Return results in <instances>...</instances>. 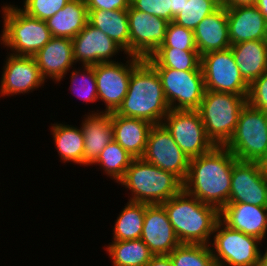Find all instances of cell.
Instances as JSON below:
<instances>
[{"label":"cell","instance_id":"6da1fadb","mask_svg":"<svg viewBox=\"0 0 267 266\" xmlns=\"http://www.w3.org/2000/svg\"><path fill=\"white\" fill-rule=\"evenodd\" d=\"M237 161L225 146H215L210 152L190 159L183 189L220 211L228 204L233 165Z\"/></svg>","mask_w":267,"mask_h":266},{"label":"cell","instance_id":"7a4b0ae2","mask_svg":"<svg viewBox=\"0 0 267 266\" xmlns=\"http://www.w3.org/2000/svg\"><path fill=\"white\" fill-rule=\"evenodd\" d=\"M170 107L157 71L143 59L131 72L128 92L115 114L161 124Z\"/></svg>","mask_w":267,"mask_h":266},{"label":"cell","instance_id":"3957f363","mask_svg":"<svg viewBox=\"0 0 267 266\" xmlns=\"http://www.w3.org/2000/svg\"><path fill=\"white\" fill-rule=\"evenodd\" d=\"M180 243L209 245L219 210L182 189L161 204Z\"/></svg>","mask_w":267,"mask_h":266},{"label":"cell","instance_id":"277c9868","mask_svg":"<svg viewBox=\"0 0 267 266\" xmlns=\"http://www.w3.org/2000/svg\"><path fill=\"white\" fill-rule=\"evenodd\" d=\"M130 190L128 201L149 205L162 204L183 189V182L173 173L164 171L142 158H136L118 182Z\"/></svg>","mask_w":267,"mask_h":266},{"label":"cell","instance_id":"5b68a950","mask_svg":"<svg viewBox=\"0 0 267 266\" xmlns=\"http://www.w3.org/2000/svg\"><path fill=\"white\" fill-rule=\"evenodd\" d=\"M17 5H3V30L0 44L9 48L13 55L34 56L52 38L45 21L31 17Z\"/></svg>","mask_w":267,"mask_h":266},{"label":"cell","instance_id":"8992f818","mask_svg":"<svg viewBox=\"0 0 267 266\" xmlns=\"http://www.w3.org/2000/svg\"><path fill=\"white\" fill-rule=\"evenodd\" d=\"M247 96L205 90L197 109L206 135L215 146H225L233 136Z\"/></svg>","mask_w":267,"mask_h":266},{"label":"cell","instance_id":"52a82bcc","mask_svg":"<svg viewBox=\"0 0 267 266\" xmlns=\"http://www.w3.org/2000/svg\"><path fill=\"white\" fill-rule=\"evenodd\" d=\"M225 147L239 161L267 159V114L246 103L235 132Z\"/></svg>","mask_w":267,"mask_h":266},{"label":"cell","instance_id":"ba28073f","mask_svg":"<svg viewBox=\"0 0 267 266\" xmlns=\"http://www.w3.org/2000/svg\"><path fill=\"white\" fill-rule=\"evenodd\" d=\"M212 238L209 245L217 266H257L258 245H263L257 237L231 229L219 219Z\"/></svg>","mask_w":267,"mask_h":266},{"label":"cell","instance_id":"9c48e42d","mask_svg":"<svg viewBox=\"0 0 267 266\" xmlns=\"http://www.w3.org/2000/svg\"><path fill=\"white\" fill-rule=\"evenodd\" d=\"M170 110H197L205 92L202 70L154 68Z\"/></svg>","mask_w":267,"mask_h":266},{"label":"cell","instance_id":"30bf717a","mask_svg":"<svg viewBox=\"0 0 267 266\" xmlns=\"http://www.w3.org/2000/svg\"><path fill=\"white\" fill-rule=\"evenodd\" d=\"M205 90L247 96L249 84L240 74L231 48L201 56Z\"/></svg>","mask_w":267,"mask_h":266},{"label":"cell","instance_id":"8fae6325","mask_svg":"<svg viewBox=\"0 0 267 266\" xmlns=\"http://www.w3.org/2000/svg\"><path fill=\"white\" fill-rule=\"evenodd\" d=\"M162 124L189 159L206 154L215 147L206 135L197 110H170Z\"/></svg>","mask_w":267,"mask_h":266},{"label":"cell","instance_id":"7c38bea8","mask_svg":"<svg viewBox=\"0 0 267 266\" xmlns=\"http://www.w3.org/2000/svg\"><path fill=\"white\" fill-rule=\"evenodd\" d=\"M126 59L125 64L117 61L94 65L98 100L106 107L102 112L118 109L128 92L132 70L143 60L133 55H127Z\"/></svg>","mask_w":267,"mask_h":266},{"label":"cell","instance_id":"4fadbf2b","mask_svg":"<svg viewBox=\"0 0 267 266\" xmlns=\"http://www.w3.org/2000/svg\"><path fill=\"white\" fill-rule=\"evenodd\" d=\"M142 159L164 171L173 173L182 182L187 177L190 159L162 123L152 126Z\"/></svg>","mask_w":267,"mask_h":266},{"label":"cell","instance_id":"5bb4252c","mask_svg":"<svg viewBox=\"0 0 267 266\" xmlns=\"http://www.w3.org/2000/svg\"><path fill=\"white\" fill-rule=\"evenodd\" d=\"M130 55L147 58L165 40L169 21L148 13L128 8Z\"/></svg>","mask_w":267,"mask_h":266},{"label":"cell","instance_id":"9a60e30c","mask_svg":"<svg viewBox=\"0 0 267 266\" xmlns=\"http://www.w3.org/2000/svg\"><path fill=\"white\" fill-rule=\"evenodd\" d=\"M228 203L267 207V183L260 162L238 160L233 165Z\"/></svg>","mask_w":267,"mask_h":266},{"label":"cell","instance_id":"2e32d148","mask_svg":"<svg viewBox=\"0 0 267 266\" xmlns=\"http://www.w3.org/2000/svg\"><path fill=\"white\" fill-rule=\"evenodd\" d=\"M7 54L0 83V97L29 94L45 82L33 56Z\"/></svg>","mask_w":267,"mask_h":266},{"label":"cell","instance_id":"e0dca14e","mask_svg":"<svg viewBox=\"0 0 267 266\" xmlns=\"http://www.w3.org/2000/svg\"><path fill=\"white\" fill-rule=\"evenodd\" d=\"M73 56L75 63L95 65L106 62H116L113 56L125 50L89 22L73 39ZM119 52V53H118ZM113 58V59H112ZM81 62V63H80Z\"/></svg>","mask_w":267,"mask_h":266},{"label":"cell","instance_id":"ac0fdd59","mask_svg":"<svg viewBox=\"0 0 267 266\" xmlns=\"http://www.w3.org/2000/svg\"><path fill=\"white\" fill-rule=\"evenodd\" d=\"M140 239L155 256L169 255L181 244L161 204L146 207Z\"/></svg>","mask_w":267,"mask_h":266},{"label":"cell","instance_id":"d6986e66","mask_svg":"<svg viewBox=\"0 0 267 266\" xmlns=\"http://www.w3.org/2000/svg\"><path fill=\"white\" fill-rule=\"evenodd\" d=\"M33 58L45 81L51 78L55 82H61L76 64L72 39L65 37H52Z\"/></svg>","mask_w":267,"mask_h":266},{"label":"cell","instance_id":"ffe728a7","mask_svg":"<svg viewBox=\"0 0 267 266\" xmlns=\"http://www.w3.org/2000/svg\"><path fill=\"white\" fill-rule=\"evenodd\" d=\"M231 45L267 40V20L255 5L226 7Z\"/></svg>","mask_w":267,"mask_h":266},{"label":"cell","instance_id":"44dd1931","mask_svg":"<svg viewBox=\"0 0 267 266\" xmlns=\"http://www.w3.org/2000/svg\"><path fill=\"white\" fill-rule=\"evenodd\" d=\"M219 219L231 229L264 241L267 234V207L247 203H228L219 211Z\"/></svg>","mask_w":267,"mask_h":266},{"label":"cell","instance_id":"7402d4cb","mask_svg":"<svg viewBox=\"0 0 267 266\" xmlns=\"http://www.w3.org/2000/svg\"><path fill=\"white\" fill-rule=\"evenodd\" d=\"M90 113L84 115L80 125L84 134V166L93 165L101 151L114 140L112 112L93 110Z\"/></svg>","mask_w":267,"mask_h":266},{"label":"cell","instance_id":"603a6c76","mask_svg":"<svg viewBox=\"0 0 267 266\" xmlns=\"http://www.w3.org/2000/svg\"><path fill=\"white\" fill-rule=\"evenodd\" d=\"M199 54L230 48L226 7H219L201 20L193 30Z\"/></svg>","mask_w":267,"mask_h":266},{"label":"cell","instance_id":"cb8c5ba5","mask_svg":"<svg viewBox=\"0 0 267 266\" xmlns=\"http://www.w3.org/2000/svg\"><path fill=\"white\" fill-rule=\"evenodd\" d=\"M111 118L113 139L135 159L142 158L153 124L144 119L124 117L114 112Z\"/></svg>","mask_w":267,"mask_h":266},{"label":"cell","instance_id":"d4e9b609","mask_svg":"<svg viewBox=\"0 0 267 266\" xmlns=\"http://www.w3.org/2000/svg\"><path fill=\"white\" fill-rule=\"evenodd\" d=\"M244 80L250 84L267 72V40H251L230 46Z\"/></svg>","mask_w":267,"mask_h":266},{"label":"cell","instance_id":"484cf974","mask_svg":"<svg viewBox=\"0 0 267 266\" xmlns=\"http://www.w3.org/2000/svg\"><path fill=\"white\" fill-rule=\"evenodd\" d=\"M89 12L85 0H70L45 22L52 37L73 39L87 25Z\"/></svg>","mask_w":267,"mask_h":266},{"label":"cell","instance_id":"4316f807","mask_svg":"<svg viewBox=\"0 0 267 266\" xmlns=\"http://www.w3.org/2000/svg\"><path fill=\"white\" fill-rule=\"evenodd\" d=\"M88 22L121 46L130 55V33L127 10H88Z\"/></svg>","mask_w":267,"mask_h":266},{"label":"cell","instance_id":"83f0119b","mask_svg":"<svg viewBox=\"0 0 267 266\" xmlns=\"http://www.w3.org/2000/svg\"><path fill=\"white\" fill-rule=\"evenodd\" d=\"M51 135L62 163L72 162L83 166L84 134L82 128L62 123L51 124Z\"/></svg>","mask_w":267,"mask_h":266},{"label":"cell","instance_id":"f1b7e54d","mask_svg":"<svg viewBox=\"0 0 267 266\" xmlns=\"http://www.w3.org/2000/svg\"><path fill=\"white\" fill-rule=\"evenodd\" d=\"M113 266H146L155 256L141 240H112L105 247Z\"/></svg>","mask_w":267,"mask_h":266},{"label":"cell","instance_id":"f546056e","mask_svg":"<svg viewBox=\"0 0 267 266\" xmlns=\"http://www.w3.org/2000/svg\"><path fill=\"white\" fill-rule=\"evenodd\" d=\"M145 60L153 68H173L179 71L201 70V55L198 50L157 48Z\"/></svg>","mask_w":267,"mask_h":266},{"label":"cell","instance_id":"4dcf8cb0","mask_svg":"<svg viewBox=\"0 0 267 266\" xmlns=\"http://www.w3.org/2000/svg\"><path fill=\"white\" fill-rule=\"evenodd\" d=\"M148 205L128 201L117 216L112 239L122 241L140 239Z\"/></svg>","mask_w":267,"mask_h":266},{"label":"cell","instance_id":"1f68e13d","mask_svg":"<svg viewBox=\"0 0 267 266\" xmlns=\"http://www.w3.org/2000/svg\"><path fill=\"white\" fill-rule=\"evenodd\" d=\"M135 158L112 140L100 153L93 163L103 169V173L118 183L125 175L126 170Z\"/></svg>","mask_w":267,"mask_h":266},{"label":"cell","instance_id":"d6a6232c","mask_svg":"<svg viewBox=\"0 0 267 266\" xmlns=\"http://www.w3.org/2000/svg\"><path fill=\"white\" fill-rule=\"evenodd\" d=\"M168 256L174 266H217L210 245L181 243Z\"/></svg>","mask_w":267,"mask_h":266},{"label":"cell","instance_id":"836d02e7","mask_svg":"<svg viewBox=\"0 0 267 266\" xmlns=\"http://www.w3.org/2000/svg\"><path fill=\"white\" fill-rule=\"evenodd\" d=\"M218 8L212 0H184L182 11L174 17L173 22L194 30L201 20Z\"/></svg>","mask_w":267,"mask_h":266},{"label":"cell","instance_id":"e575fe53","mask_svg":"<svg viewBox=\"0 0 267 266\" xmlns=\"http://www.w3.org/2000/svg\"><path fill=\"white\" fill-rule=\"evenodd\" d=\"M84 70L78 69L71 73V86L69 87L71 91H76L74 94L81 98L86 104L89 102L94 103L98 101L97 94V83L94 72V65H81ZM82 70V72H81ZM79 80V81H78ZM78 82V83H77ZM81 82V83H80Z\"/></svg>","mask_w":267,"mask_h":266},{"label":"cell","instance_id":"d590c367","mask_svg":"<svg viewBox=\"0 0 267 266\" xmlns=\"http://www.w3.org/2000/svg\"><path fill=\"white\" fill-rule=\"evenodd\" d=\"M158 48H175L180 50H197L193 30L171 21L165 34V40Z\"/></svg>","mask_w":267,"mask_h":266},{"label":"cell","instance_id":"8d00e7d4","mask_svg":"<svg viewBox=\"0 0 267 266\" xmlns=\"http://www.w3.org/2000/svg\"><path fill=\"white\" fill-rule=\"evenodd\" d=\"M70 0H24L20 9L27 15L46 21L59 12Z\"/></svg>","mask_w":267,"mask_h":266},{"label":"cell","instance_id":"74e56055","mask_svg":"<svg viewBox=\"0 0 267 266\" xmlns=\"http://www.w3.org/2000/svg\"><path fill=\"white\" fill-rule=\"evenodd\" d=\"M247 103L267 114V72L249 84Z\"/></svg>","mask_w":267,"mask_h":266},{"label":"cell","instance_id":"f35d334b","mask_svg":"<svg viewBox=\"0 0 267 266\" xmlns=\"http://www.w3.org/2000/svg\"><path fill=\"white\" fill-rule=\"evenodd\" d=\"M130 5L134 9L171 22V0H131Z\"/></svg>","mask_w":267,"mask_h":266},{"label":"cell","instance_id":"ab89813d","mask_svg":"<svg viewBox=\"0 0 267 266\" xmlns=\"http://www.w3.org/2000/svg\"><path fill=\"white\" fill-rule=\"evenodd\" d=\"M131 0H85L88 10H128Z\"/></svg>","mask_w":267,"mask_h":266},{"label":"cell","instance_id":"60d3db41","mask_svg":"<svg viewBox=\"0 0 267 266\" xmlns=\"http://www.w3.org/2000/svg\"><path fill=\"white\" fill-rule=\"evenodd\" d=\"M146 266H174L168 255H156Z\"/></svg>","mask_w":267,"mask_h":266},{"label":"cell","instance_id":"b9f144b4","mask_svg":"<svg viewBox=\"0 0 267 266\" xmlns=\"http://www.w3.org/2000/svg\"><path fill=\"white\" fill-rule=\"evenodd\" d=\"M184 0H171V21L182 11Z\"/></svg>","mask_w":267,"mask_h":266},{"label":"cell","instance_id":"7bdbcfd3","mask_svg":"<svg viewBox=\"0 0 267 266\" xmlns=\"http://www.w3.org/2000/svg\"><path fill=\"white\" fill-rule=\"evenodd\" d=\"M257 0H228V7L255 5Z\"/></svg>","mask_w":267,"mask_h":266},{"label":"cell","instance_id":"ee69618b","mask_svg":"<svg viewBox=\"0 0 267 266\" xmlns=\"http://www.w3.org/2000/svg\"><path fill=\"white\" fill-rule=\"evenodd\" d=\"M255 6L267 20V0H257Z\"/></svg>","mask_w":267,"mask_h":266},{"label":"cell","instance_id":"f6af8a7d","mask_svg":"<svg viewBox=\"0 0 267 266\" xmlns=\"http://www.w3.org/2000/svg\"><path fill=\"white\" fill-rule=\"evenodd\" d=\"M264 251L265 252L263 253L260 250L257 266H267V248Z\"/></svg>","mask_w":267,"mask_h":266},{"label":"cell","instance_id":"bcb514c9","mask_svg":"<svg viewBox=\"0 0 267 266\" xmlns=\"http://www.w3.org/2000/svg\"><path fill=\"white\" fill-rule=\"evenodd\" d=\"M262 170H263V174L267 183V159H264L260 162Z\"/></svg>","mask_w":267,"mask_h":266},{"label":"cell","instance_id":"7dc6e473","mask_svg":"<svg viewBox=\"0 0 267 266\" xmlns=\"http://www.w3.org/2000/svg\"><path fill=\"white\" fill-rule=\"evenodd\" d=\"M214 1L219 7H228V0H212Z\"/></svg>","mask_w":267,"mask_h":266}]
</instances>
